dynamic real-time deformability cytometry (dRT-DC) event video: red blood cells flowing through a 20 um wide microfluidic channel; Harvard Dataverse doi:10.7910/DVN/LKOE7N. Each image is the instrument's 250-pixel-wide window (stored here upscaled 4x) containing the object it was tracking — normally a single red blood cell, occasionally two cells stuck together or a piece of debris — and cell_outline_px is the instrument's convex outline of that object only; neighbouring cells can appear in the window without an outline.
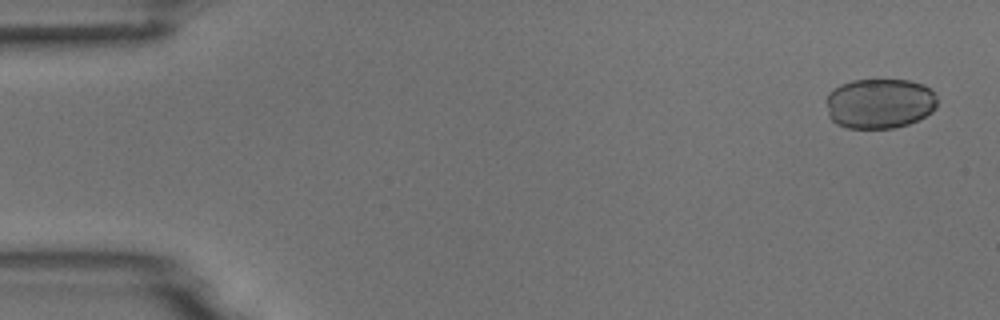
{"species": "common noctule bat (a hibernating species)", "species_latin": "Nyctalus noctula", "temperature_condition": "room temperature", "stored_images_in_passage": 4, "camera_frame_rate_fps": 3000, "um_per_image_px": 0.085, "animal": {"sex": "male", "body_mass_g": 18.8}, "frame": {"image": 1, "passage_image": 1, "time_ms": 0.0, "image_size_px": [1000, 320], "cell_outline_px": [[936, 108], [932, 112], [908, 124], [892, 128], [848, 128], [836, 124], [828, 116], [824, 100], [828, 92], [840, 84], [852, 80], [908, 80], [924, 84], [936, 96]], "centroid_in_image_um": [74.71, 8.79], "position_along_channel_um": 10.3, "area_um2": 32.71}}